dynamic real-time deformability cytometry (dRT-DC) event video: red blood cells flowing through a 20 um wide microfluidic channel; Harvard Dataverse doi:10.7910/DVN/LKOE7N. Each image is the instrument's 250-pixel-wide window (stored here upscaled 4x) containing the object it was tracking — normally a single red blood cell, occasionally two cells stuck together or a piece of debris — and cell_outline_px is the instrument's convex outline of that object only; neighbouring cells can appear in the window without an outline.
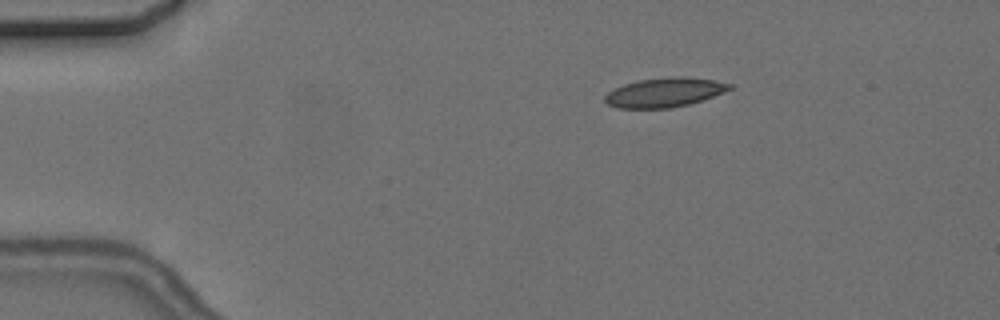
{"species": "common noctule bat (a hibernating species)", "species_latin": "Nyctalus noctula", "temperature_condition": "cold", "stored_images_in_passage": 6, "camera_frame_rate_fps": 3000, "um_per_image_px": 0.085, "animal": {"sex": "female", "body_mass_g": 24.6, "forearm_length_mm": 56.2}, "frame": {"image": 1, "passage_image": 3, "time_ms": 2.667, "image_size_px": [1000, 320], "cell_outline_px": [[732, 88], [724, 92], [688, 104], [672, 108], [620, 108], [608, 104], [604, 100], [604, 96], [608, 92], [624, 84], [640, 80], [676, 76], [684, 76], [712, 80], [732, 84]], "centroid_in_image_um": [56.47, 7.85], "position_along_channel_um": 28.5, "area_um2": 20.98}}
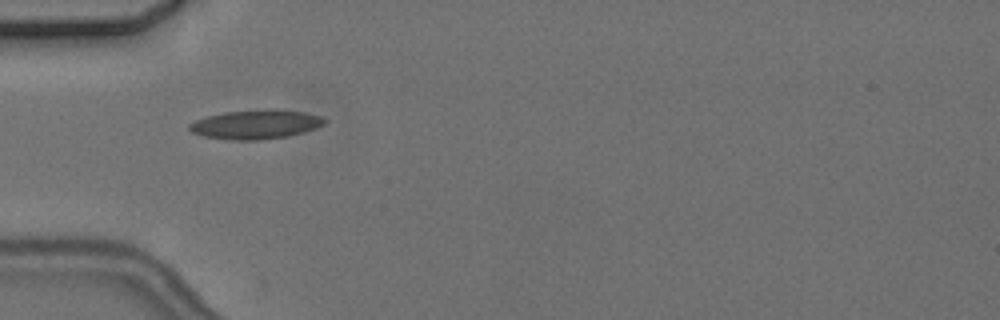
{"frame": {"image": 2, "passage_image": 5, "time_ms": 5.333, "image_size_px": [1000, 320], "cell_outline_px": [[328, 120], [324, 124], [316, 128], [304, 132], [288, 136], [260, 140], [228, 140], [204, 136], [192, 132], [188, 128], [188, 124], [196, 120], [208, 116], [224, 112], [304, 112], [320, 116]], "centroid_in_image_um": [21.71, 10.63], "position_along_channel_um": 63.3, "area_um2": 21.96}}
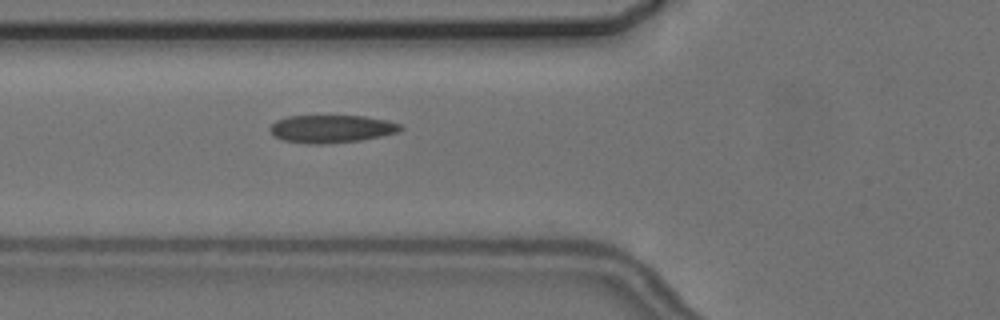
{"frame": {"image": 3, "passage_image": 6, "time_ms": 6.333, "image_size_px": [1000, 320], "cell_outline_px": [[404, 128], [400, 132], [360, 140], [328, 144], [308, 144], [284, 140], [272, 136], [268, 128], [276, 120], [288, 116], [364, 116], [388, 120], [400, 124]], "centroid_in_image_um": [28.17, 10.95], "position_along_channel_um": 97.6, "area_um2": 21.33}}